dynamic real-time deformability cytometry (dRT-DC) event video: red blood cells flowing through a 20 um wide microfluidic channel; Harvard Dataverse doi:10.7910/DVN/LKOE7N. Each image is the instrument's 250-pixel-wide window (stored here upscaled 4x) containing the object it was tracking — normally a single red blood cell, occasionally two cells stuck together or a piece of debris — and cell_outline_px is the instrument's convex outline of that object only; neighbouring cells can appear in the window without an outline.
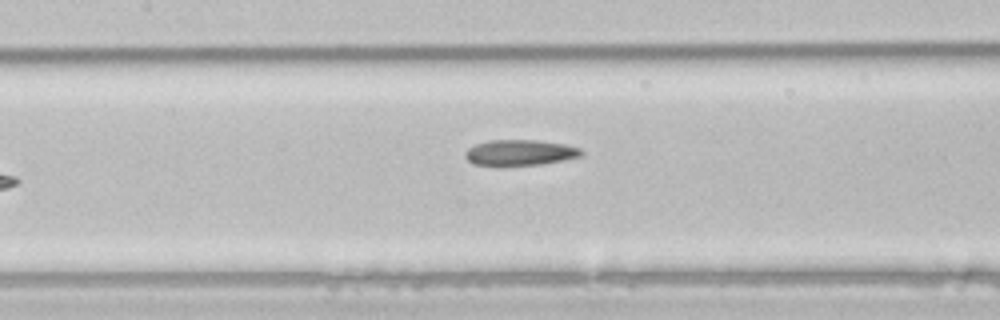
{"species": "common noctule bat (a hibernating species)", "species_latin": "Nyctalus noctula", "temperature_condition": "room temperature", "stored_images_in_passage": 7, "camera_frame_rate_fps": 3000, "um_per_image_px": 0.085, "animal": {"sex": "male", "body_mass_g": 21.5, "forearm_length_mm": 52.0}, "frame": {"image": 1, "passage_image": 7, "time_ms": 2.0, "image_size_px": [1000, 320], "cell_outline_px": [[584, 156], [564, 160], [540, 164], [472, 164], [464, 156], [464, 152], [468, 148], [476, 144], [488, 140], [536, 140], [564, 144], [580, 148], [584, 152]], "centroid_in_image_um": [44.23, 12.95], "position_along_channel_um": 163.2, "area_um2": 17.17}}